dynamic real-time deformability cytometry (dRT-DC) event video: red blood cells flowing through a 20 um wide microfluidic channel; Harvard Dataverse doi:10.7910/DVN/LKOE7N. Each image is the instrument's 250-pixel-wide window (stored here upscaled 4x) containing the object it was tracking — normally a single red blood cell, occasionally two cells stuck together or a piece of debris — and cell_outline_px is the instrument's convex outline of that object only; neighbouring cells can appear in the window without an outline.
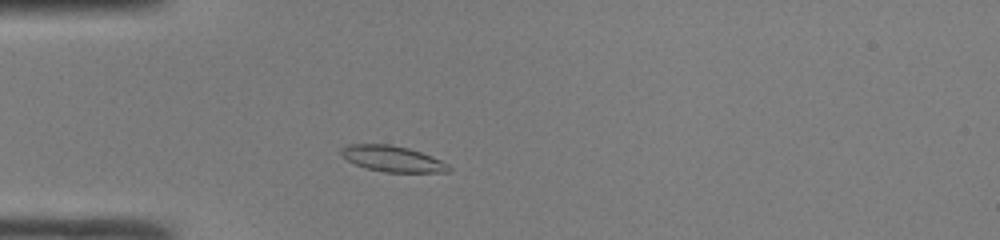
{"species": "common noctule bat (a hibernating species)", "species_latin": "Nyctalus noctula", "temperature_condition": "room temperature", "stored_images_in_passage": 40, "camera_frame_rate_fps": 3000, "um_per_image_px": 0.085, "animal": {"sex": "male", "body_mass_g": 19.0, "forearm_length_mm": 50.8}, "frame": {"image": 1, "passage_image": 6, "time_ms": 1.667, "image_size_px": [1000, 240], "cell_outline_px": [[452, 168], [448, 172], [384, 172], [364, 168], [340, 156], [340, 148], [348, 144], [388, 144], [408, 148], [432, 156], [448, 164]], "centroid_in_image_um": [33.33, 13.49], "position_along_channel_um": 51.7, "area_um2": 16.3}}
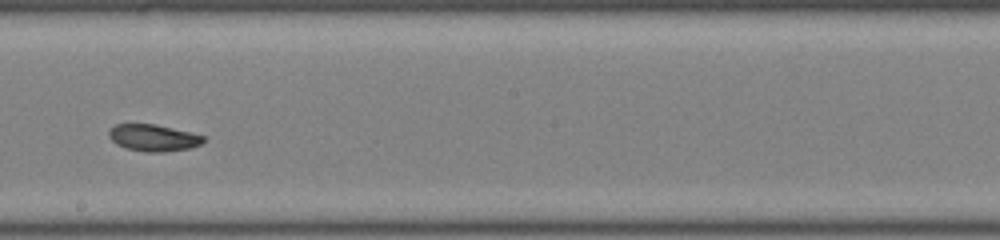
{"frame": {"image": 2, "passage_image": 20, "time_ms": 6.333, "image_size_px": [1000, 240], "cell_outline_px": [[204, 140], [200, 144], [188, 148], [164, 152], [144, 152], [128, 148], [116, 144], [108, 136], [108, 132], [116, 124], [156, 124], [204, 136]], "centroid_in_image_um": [13.0, 11.71], "position_along_channel_um": 235.2, "area_um2": 14.51}}
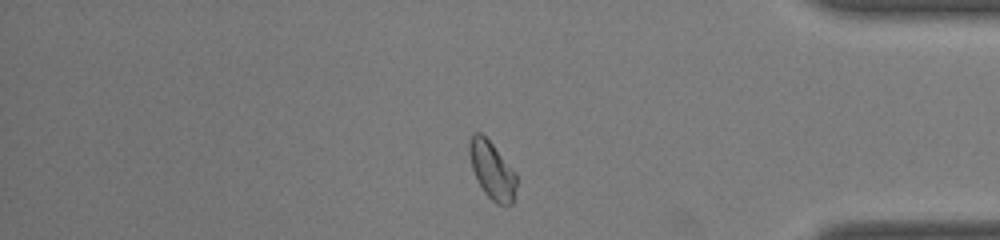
{"frame": {"image": 3, "passage_image": 33, "time_ms": 10.667, "image_size_px": [1000, 240], "cell_outline_px": [[516, 188], [512, 204], [496, 204], [484, 192], [476, 180], [472, 168], [468, 152], [468, 140], [472, 132], [480, 132], [492, 144], [516, 172]], "centroid_in_image_um": [41.79, 14.45], "position_along_channel_um": 393.4, "area_um2": 15.9}, "authors_computed_cell_mechanics": {"area_um2": 15.4326, "velocity_mm_per_s": 4.1736, "shape_relaxation_time_tau1_ms": 9.9386, "shape_relaxation_time_tau2_ms": null, "deformation_change_tau1": 0.1902, "deformation_change_tau2": null}}